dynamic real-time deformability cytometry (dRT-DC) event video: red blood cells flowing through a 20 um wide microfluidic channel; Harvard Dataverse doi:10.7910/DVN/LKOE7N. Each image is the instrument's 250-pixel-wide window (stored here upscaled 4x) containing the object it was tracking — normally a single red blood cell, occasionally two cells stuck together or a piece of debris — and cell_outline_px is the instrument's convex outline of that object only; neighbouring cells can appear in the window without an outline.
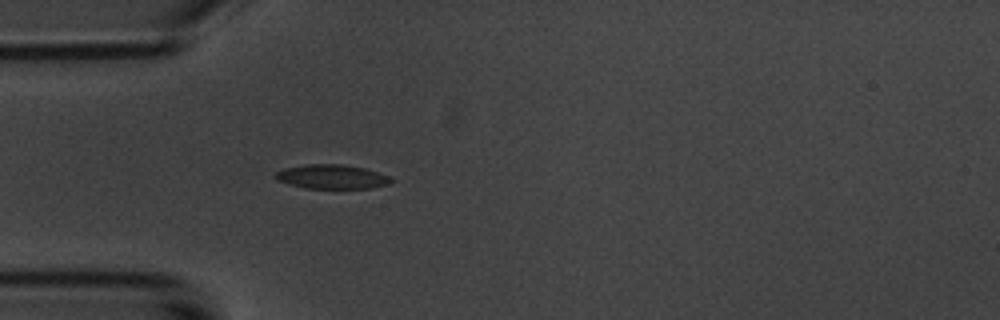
{"species": "common noctule bat (a hibernating species)", "species_latin": "Nyctalus noctula", "temperature_condition": "room temperature", "stored_images_in_passage": 4, "camera_frame_rate_fps": 3000, "um_per_image_px": 0.085, "animal": {"sex": "male", "body_mass_g": 20.1, "forearm_length_mm": 53.5}, "frame": {"image": 1, "passage_image": 4, "time_ms": 3.333, "image_size_px": [1000, 320], "cell_outline_px": [[396, 180], [388, 184], [372, 188], [304, 188], [276, 180], [272, 176], [276, 172], [284, 168], [304, 164], [344, 164], [364, 168], [388, 176]], "centroid_in_image_um": [28.18, 15.02], "position_along_channel_um": 56.8, "area_um2": 16.42}}